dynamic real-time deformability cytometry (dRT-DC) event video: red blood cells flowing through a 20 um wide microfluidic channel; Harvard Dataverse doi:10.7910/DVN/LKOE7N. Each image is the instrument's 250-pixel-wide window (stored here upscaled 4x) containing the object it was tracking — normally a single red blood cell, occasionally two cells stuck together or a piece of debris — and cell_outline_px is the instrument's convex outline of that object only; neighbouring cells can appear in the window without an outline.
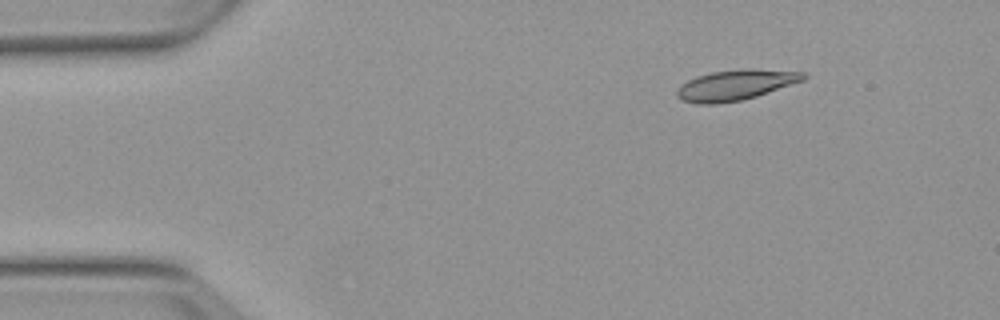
{"species": "Egyptian fruit bat (a non-hibernating species)", "species_latin": "Rousettus aegyptiacus", "temperature_condition": "warm", "stored_images_in_passage": 5, "camera_frame_rate_fps": 3000, "um_per_image_px": 0.085, "animal": {"sex": "female"}, "frame": {"image": 1, "passage_image": 2, "time_ms": 1.333, "image_size_px": [1000, 320], "cell_outline_px": [[808, 76], [804, 80], [756, 96], [740, 100], [716, 104], [696, 104], [684, 100], [676, 96], [676, 92], [680, 84], [696, 76], [712, 72], [744, 68], [752, 68], [804, 72]], "centroid_in_image_um": [62.51, 7.21], "position_along_channel_um": 22.5, "area_um2": 22.43}}
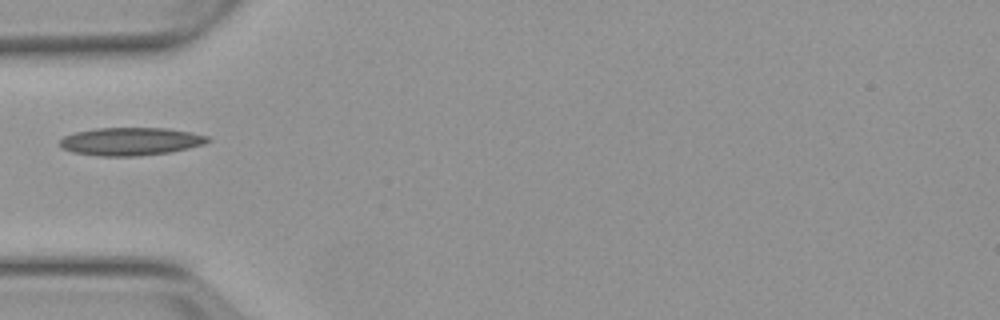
{"frame": {"image": 2, "passage_image": 4, "time_ms": 4.667, "image_size_px": [1000, 320], "cell_outline_px": [[212, 140], [204, 144], [188, 148], [168, 152], [140, 156], [100, 156], [72, 152], [60, 148], [60, 140], [64, 136], [72, 132], [96, 128], [168, 128], [192, 132], [208, 136]], "centroid_in_image_um": [11.09, 12.01], "position_along_channel_um": 73.9, "area_um2": 24.28}}
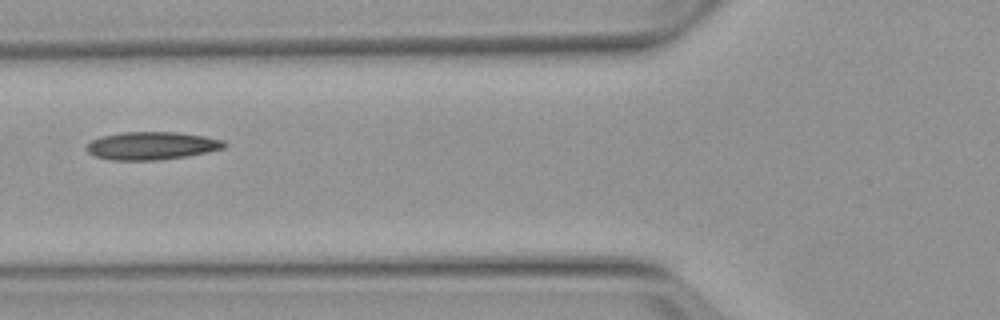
{"frame": {"image": 3, "passage_image": 5, "time_ms": 5.667, "image_size_px": [1000, 320], "cell_outline_px": [[228, 144], [224, 148], [208, 152], [188, 156], [160, 160], [112, 160], [92, 156], [84, 148], [92, 140], [100, 136], [120, 132], [180, 132], [204, 136], [224, 140]], "centroid_in_image_um": [12.89, 12.39], "position_along_channel_um": 112.9, "area_um2": 22.72}}